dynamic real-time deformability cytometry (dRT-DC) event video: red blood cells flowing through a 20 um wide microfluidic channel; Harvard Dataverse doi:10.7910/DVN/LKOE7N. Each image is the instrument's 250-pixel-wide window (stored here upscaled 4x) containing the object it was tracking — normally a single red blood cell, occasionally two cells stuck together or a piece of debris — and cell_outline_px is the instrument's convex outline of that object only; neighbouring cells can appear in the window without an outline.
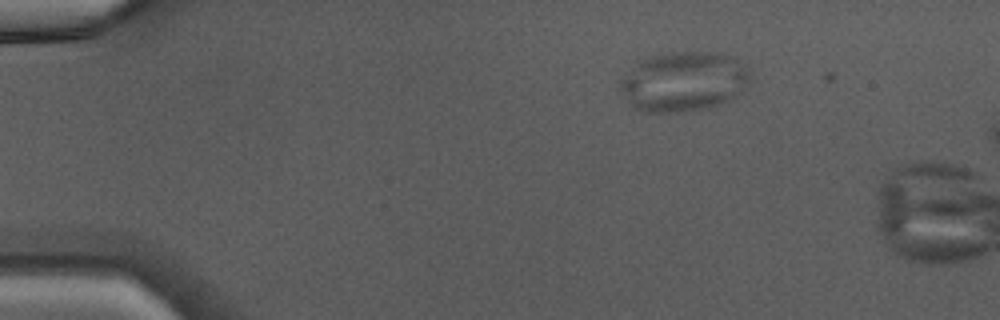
{"species": "Egyptian fruit bat (a non-hibernating species)", "species_latin": "Rousettus aegyptiacus", "temperature_condition": "warm", "stored_images_in_passage": 3, "camera_frame_rate_fps": 3000, "um_per_image_px": 0.085, "animal": {"sex": "male"}, "frame": {"image": 1, "passage_image": 1, "time_ms": 0.0, "image_size_px": [1000, 320], "cell_outline_px": [[752, 80], [744, 92], [728, 100], [716, 104], [700, 108], [680, 112], [644, 112], [632, 108], [616, 88], [620, 80], [636, 60], [652, 56], [672, 52], [720, 52], [732, 56], [744, 64], [752, 72]], "centroid_in_image_um": [58.09, 6.92], "position_along_channel_um": 26.9, "area_um2": 46.18}}